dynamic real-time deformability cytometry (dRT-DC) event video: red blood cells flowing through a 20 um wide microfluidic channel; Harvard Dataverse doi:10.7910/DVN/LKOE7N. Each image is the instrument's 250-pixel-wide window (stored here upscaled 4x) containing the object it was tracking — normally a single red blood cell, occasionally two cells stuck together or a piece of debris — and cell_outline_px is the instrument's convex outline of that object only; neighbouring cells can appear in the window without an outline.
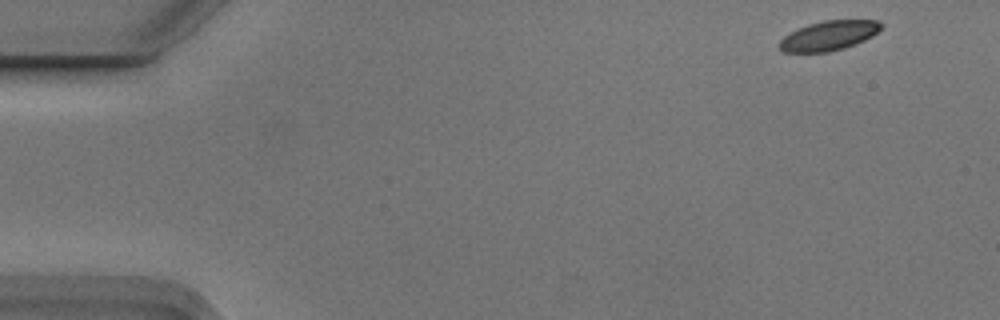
{"species": "Egyptian fruit bat (a non-hibernating species)", "species_latin": "Rousettus aegyptiacus", "temperature_condition": "cold", "stored_images_in_passage": 4, "camera_frame_rate_fps": 3000, "um_per_image_px": 0.085, "animal": {"sex": "male"}, "frame": {"image": 1, "passage_image": 1, "time_ms": 0.0, "image_size_px": [1000, 320], "cell_outline_px": [[884, 24], [872, 36], [864, 40], [844, 48], [828, 52], [784, 52], [776, 48], [780, 40], [784, 36], [808, 24], [824, 20], [880, 20]], "centroid_in_image_um": [70.43, 3.03], "position_along_channel_um": 14.6, "area_um2": 17.51}}
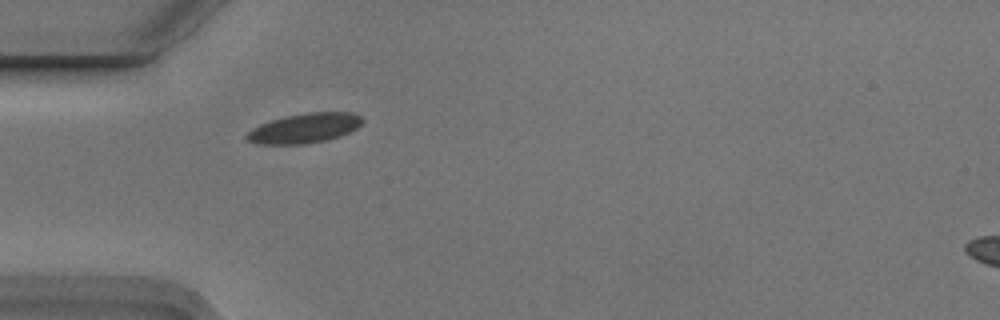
{"frame": {"image": 2, "passage_image": 4, "time_ms": 1.0, "image_size_px": [1000, 320], "cell_outline_px": [[364, 120], [356, 128], [340, 136], [324, 140], [304, 144], [264, 144], [244, 140], [244, 136], [252, 128], [260, 124], [284, 116], [308, 112], [352, 112], [360, 116]], "centroid_in_image_um": [25.85, 10.89], "position_along_channel_um": 59.1, "area_um2": 19.94}}